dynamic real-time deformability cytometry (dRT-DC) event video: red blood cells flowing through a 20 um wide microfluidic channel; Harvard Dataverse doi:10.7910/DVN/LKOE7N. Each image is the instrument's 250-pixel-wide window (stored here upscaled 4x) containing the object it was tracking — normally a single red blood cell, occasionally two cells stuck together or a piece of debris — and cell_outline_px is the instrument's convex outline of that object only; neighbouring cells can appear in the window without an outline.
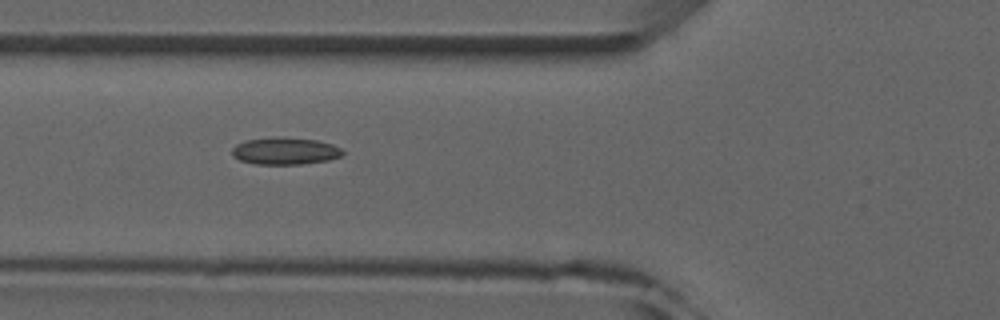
{"species": "common noctule bat (a hibernating species)", "species_latin": "Nyctalus noctula", "temperature_condition": "room temperature", "stored_images_in_passage": 4, "camera_frame_rate_fps": 3000, "um_per_image_px": 0.085, "animal": {"sex": "male", "forearm_length_mm": 52.5}, "frame": {"image": 1, "passage_image": 3, "time_ms": 2.0, "image_size_px": [1000, 320], "cell_outline_px": [[344, 152], [340, 156], [328, 160], [300, 164], [256, 164], [240, 160], [232, 156], [232, 148], [236, 144], [244, 140], [316, 140], [332, 144], [340, 148]], "centroid_in_image_um": [24.22, 12.89], "position_along_channel_um": 101.6, "area_um2": 16.47}}
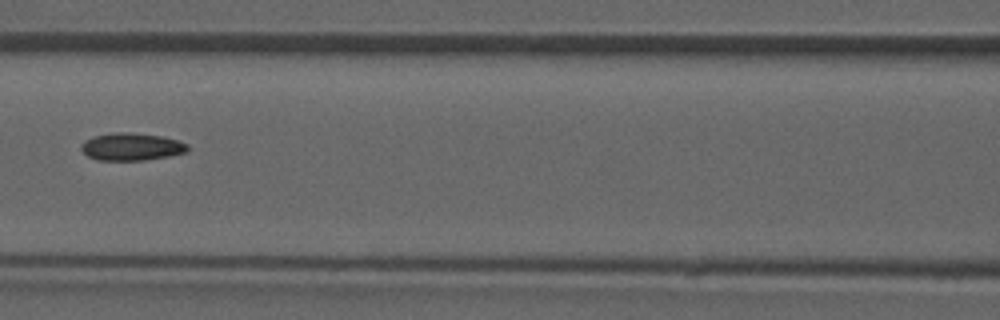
{"frame": {"image": 2, "passage_image": 4, "time_ms": 3.333, "image_size_px": [1000, 320], "cell_outline_px": [[188, 152], [168, 156], [144, 160], [96, 160], [88, 156], [80, 148], [80, 144], [84, 140], [96, 136], [112, 132], [128, 132], [160, 136], [176, 140], [188, 144]], "centroid_in_image_um": [11.15, 12.47], "position_along_channel_um": 155.4, "area_um2": 16.99}}